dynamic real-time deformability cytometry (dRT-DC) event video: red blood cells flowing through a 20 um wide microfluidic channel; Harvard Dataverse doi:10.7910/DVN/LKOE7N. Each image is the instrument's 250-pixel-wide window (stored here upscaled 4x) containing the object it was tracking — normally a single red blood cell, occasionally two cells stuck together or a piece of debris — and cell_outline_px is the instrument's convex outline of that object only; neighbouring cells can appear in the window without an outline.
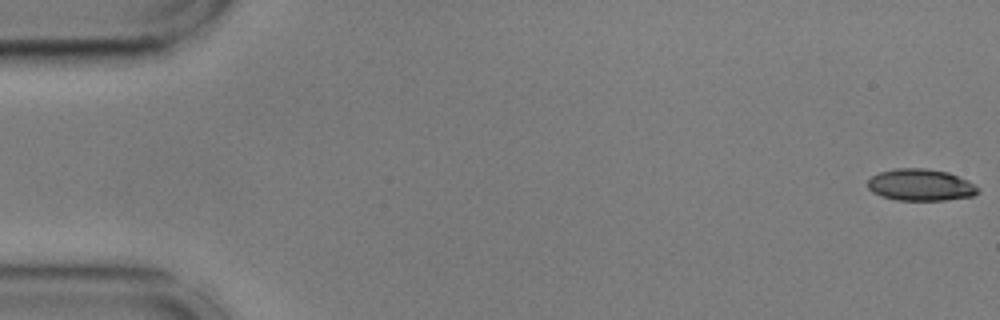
{"species": "common noctule bat (a hibernating species)", "species_latin": "Nyctalus noctula", "temperature_condition": "cold", "stored_images_in_passage": 17, "camera_frame_rate_fps": 3000, "um_per_image_px": 0.085, "animal": {"sex": "male", "body_mass_g": 17.9, "forearm_length_mm": 54.2}, "frame": {"image": 1, "passage_image": 1, "time_ms": 0.0, "image_size_px": [1000, 320], "cell_outline_px": [[980, 192], [972, 196], [944, 200], [896, 200], [880, 196], [872, 192], [868, 188], [868, 180], [872, 176], [880, 172], [896, 168], [928, 168], [948, 172], [968, 180], [980, 188]], "centroid_in_image_um": [78.26, 15.72], "position_along_channel_um": 6.7, "area_um2": 20.58}}